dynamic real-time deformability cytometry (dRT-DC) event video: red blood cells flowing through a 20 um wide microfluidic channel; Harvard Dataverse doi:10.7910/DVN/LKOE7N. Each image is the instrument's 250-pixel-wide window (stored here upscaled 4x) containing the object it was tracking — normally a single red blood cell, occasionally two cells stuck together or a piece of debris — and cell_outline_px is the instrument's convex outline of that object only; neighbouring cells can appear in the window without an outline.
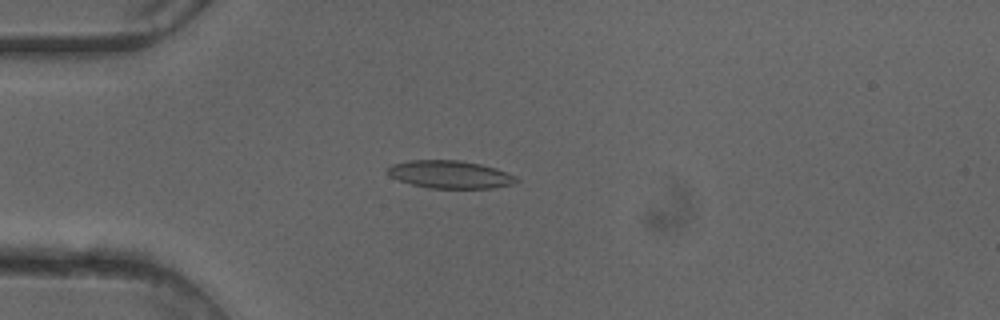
{"species": "common noctule bat (a hibernating species)", "species_latin": "Nyctalus noctula", "temperature_condition": "cold", "stored_images_in_passage": 50, "camera_frame_rate_fps": 3000, "um_per_image_px": 0.085, "animal": {"sex": "female"}, "frame": {"image": 1, "passage_image": 13, "time_ms": 4.0, "image_size_px": [1000, 320], "cell_outline_px": [[520, 180], [512, 184], [492, 188], [432, 188], [412, 184], [388, 176], [388, 168], [392, 164], [408, 160], [460, 160], [480, 164], [496, 168], [516, 176]], "centroid_in_image_um": [38.26, 14.82], "position_along_channel_um": 46.7, "area_um2": 20.75}}
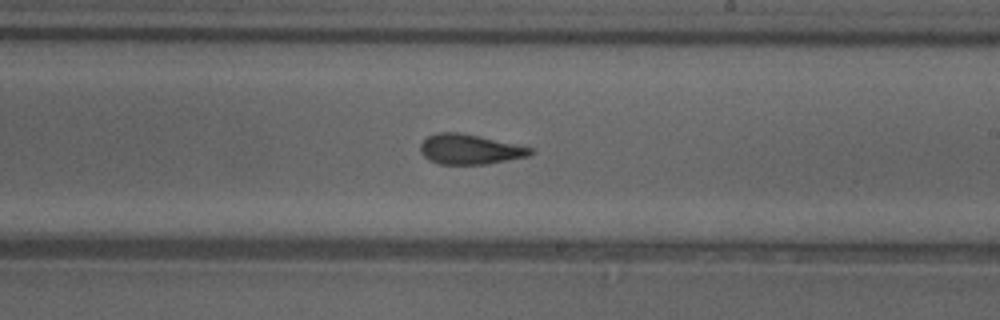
{"frame": {"image": 2, "passage_image": 29, "time_ms": 9.333, "image_size_px": [1000, 320], "cell_outline_px": [[532, 152], [528, 156], [488, 164], [440, 164], [428, 160], [420, 152], [420, 144], [428, 136], [436, 132], [456, 132], [476, 136], [532, 148]], "centroid_in_image_um": [39.86, 12.7], "position_along_channel_um": 249.1, "area_um2": 18.9}}
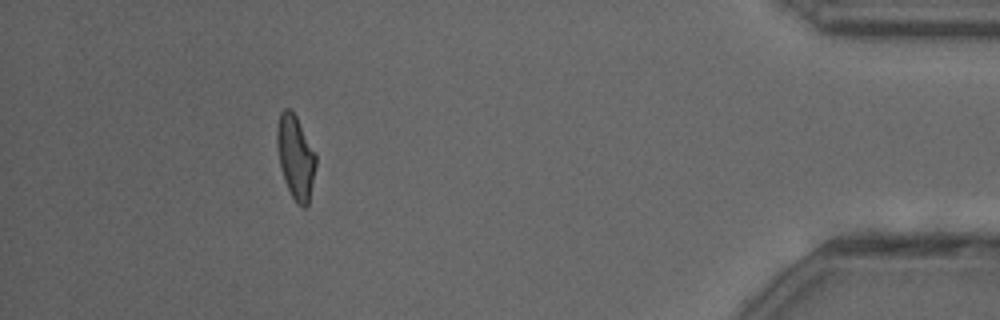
{"frame": {"image": 3, "passage_image": 45, "time_ms": 14.667, "image_size_px": [1000, 320], "cell_outline_px": [[316, 164], [308, 204], [304, 208], [296, 204], [284, 180], [280, 164], [276, 144], [276, 128], [280, 112], [284, 108], [292, 108], [316, 152]], "centroid_in_image_um": [25.12, 13.3], "position_along_channel_um": 410.1, "area_um2": 19.13}, "authors_computed_cell_mechanics": {"area_um2": 19.5364, "velocity_mm_per_s": 4.1238, "shape_relaxation_time_tau1_ms": 4.5107, "shape_relaxation_time_tau2_ms": 1.5071, "deformation_change_tau1": 0.1612, "deformation_change_tau2": 0.0891}}